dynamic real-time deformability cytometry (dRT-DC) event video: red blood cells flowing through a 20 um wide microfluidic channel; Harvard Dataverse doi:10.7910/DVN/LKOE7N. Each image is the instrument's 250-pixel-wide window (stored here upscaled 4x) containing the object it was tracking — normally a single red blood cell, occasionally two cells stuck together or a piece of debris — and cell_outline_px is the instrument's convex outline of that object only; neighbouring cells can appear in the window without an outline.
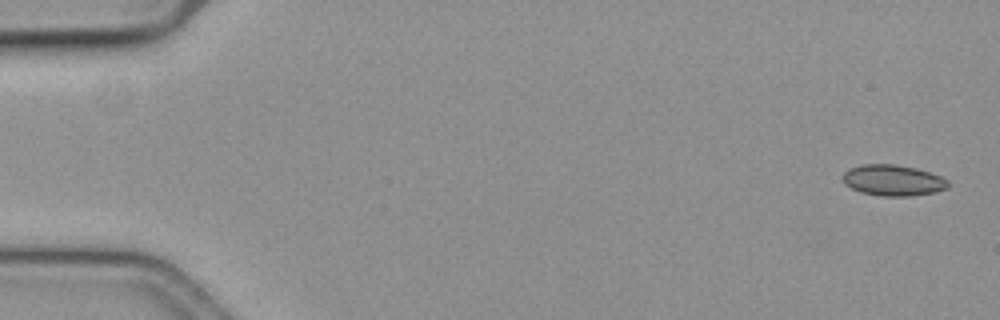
{"species": "common noctule bat (a hibernating species)", "species_latin": "Nyctalus noctula", "temperature_condition": "cold", "stored_images_in_passage": 58, "camera_frame_rate_fps": 3000, "um_per_image_px": 0.085, "animal": {"sex": "female", "body_mass_g": 19.3, "forearm_length_mm": 54.1}, "frame": {"image": 1, "passage_image": 1, "time_ms": 0.0, "image_size_px": [1000, 320], "cell_outline_px": [[948, 188], [936, 192], [912, 196], [880, 196], [860, 192], [844, 184], [840, 176], [848, 168], [860, 164], [892, 164], [916, 168], [940, 176], [948, 180]], "centroid_in_image_um": [75.86, 15.33], "position_along_channel_um": 9.1, "area_um2": 19.25}}
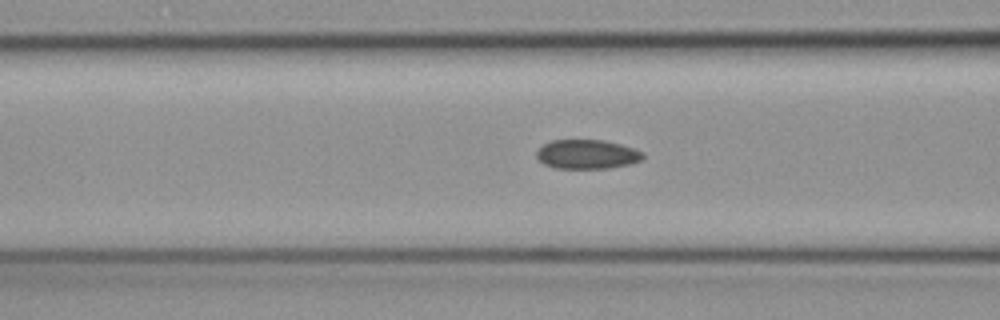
{"frame": {"image": 2, "passage_image": 23, "time_ms": 7.333, "image_size_px": [1000, 320], "cell_outline_px": [[644, 156], [640, 160], [628, 164], [608, 168], [552, 168], [544, 164], [536, 156], [536, 152], [544, 144], [552, 140], [604, 140], [620, 144], [644, 152]], "centroid_in_image_um": [49.88, 13.11], "position_along_channel_um": 116.7, "area_um2": 17.98}}
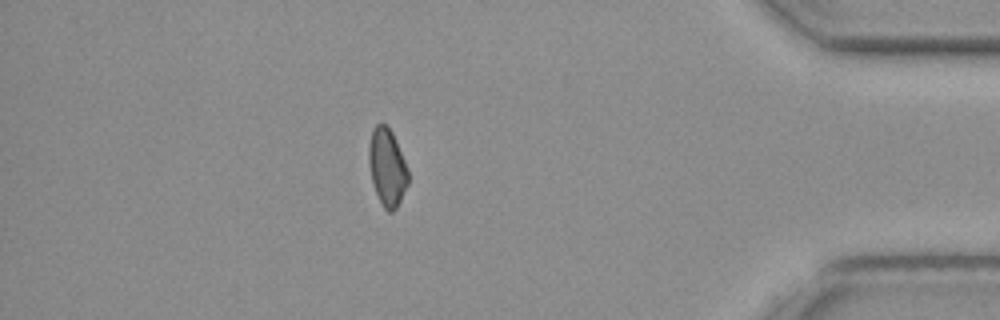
{"frame": {"image": 3, "passage_image": 51, "time_ms": 16.667, "image_size_px": [1000, 320], "cell_outline_px": [[408, 184], [396, 208], [392, 212], [388, 212], [384, 208], [376, 192], [372, 180], [368, 164], [368, 144], [372, 128], [376, 124], [384, 124], [392, 132], [404, 160], [408, 172]], "centroid_in_image_um": [32.88, 14.2], "position_along_channel_um": 402.3, "area_um2": 17.57}, "authors_computed_cell_mechanics": {"area_um2": 18.4382, "velocity_mm_per_s": 3.5213, "shape_relaxation_time_tau1_ms": 9.9951, "shape_relaxation_time_tau2_ms": 2.9565, "deformation_change_tau1": 0.1173, "deformation_change_tau2": 0.0676}}